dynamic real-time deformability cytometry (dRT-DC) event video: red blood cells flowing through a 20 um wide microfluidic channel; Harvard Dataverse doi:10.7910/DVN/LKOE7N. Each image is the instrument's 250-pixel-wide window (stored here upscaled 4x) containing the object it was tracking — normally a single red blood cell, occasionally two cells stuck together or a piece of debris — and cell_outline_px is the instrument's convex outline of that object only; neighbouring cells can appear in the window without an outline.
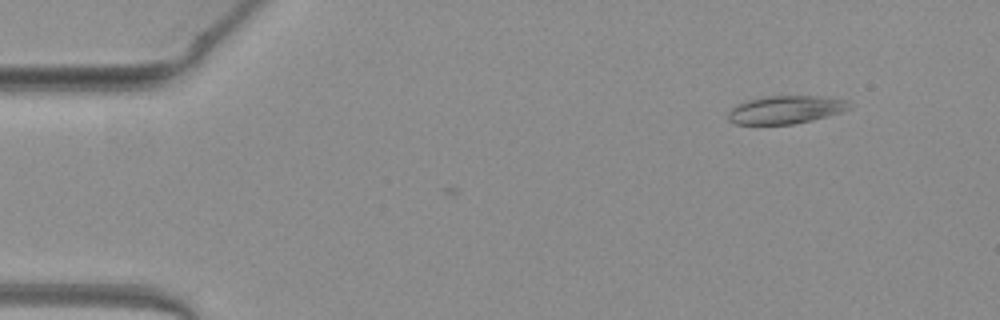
{"species": "common noctule bat (a hibernating species)", "species_latin": "Nyctalus noctula", "temperature_condition": "warm", "stored_images_in_passage": 2, "camera_frame_rate_fps": 3000, "um_per_image_px": 0.085, "animal": {"sex": "female", "body_mass_g": 19.3, "forearm_length_mm": 54.1}, "frame": {"image": 1, "passage_image": 2, "time_ms": 0.333, "image_size_px": [1000, 320], "cell_outline_px": [[852, 108], [840, 112], [812, 120], [792, 124], [732, 124], [728, 120], [728, 112], [736, 104], [760, 96], [816, 96], [848, 100], [852, 104]], "centroid_in_image_um": [66.76, 9.32], "position_along_channel_um": 18.2, "area_um2": 19.88}}